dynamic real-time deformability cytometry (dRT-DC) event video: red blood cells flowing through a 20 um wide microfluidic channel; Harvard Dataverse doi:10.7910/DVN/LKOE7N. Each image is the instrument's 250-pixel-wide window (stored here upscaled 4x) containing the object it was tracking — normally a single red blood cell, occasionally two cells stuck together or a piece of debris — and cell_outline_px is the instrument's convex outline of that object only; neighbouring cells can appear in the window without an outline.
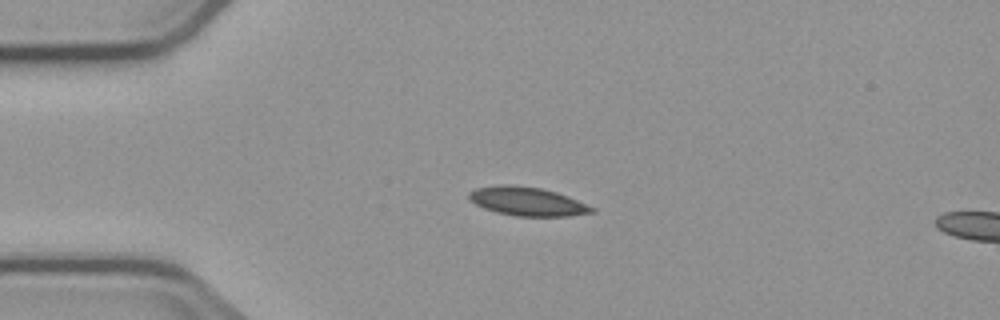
{"species": "common noctule bat (a hibernating species)", "species_latin": "Nyctalus noctula", "temperature_condition": "cold", "stored_images_in_passage": 6, "segment_of_instrument_passage": [1, 2], "camera_frame_rate_fps": 3000, "um_per_image_px": 0.085, "animal": {"sex": "male", "body_mass_g": 23.1, "forearm_length_mm": 52.7}, "frame": {"image": 1, "passage_image": 4, "time_ms": 3.667, "image_size_px": [1000, 320], "cell_outline_px": [[596, 212], [568, 216], [516, 216], [496, 212], [484, 208], [476, 204], [468, 196], [468, 192], [476, 188], [500, 184], [508, 184], [540, 188], [556, 192], [568, 196], [596, 208]], "centroid_in_image_um": [44.84, 17.12], "position_along_channel_um": 40.2, "area_um2": 20.52}}